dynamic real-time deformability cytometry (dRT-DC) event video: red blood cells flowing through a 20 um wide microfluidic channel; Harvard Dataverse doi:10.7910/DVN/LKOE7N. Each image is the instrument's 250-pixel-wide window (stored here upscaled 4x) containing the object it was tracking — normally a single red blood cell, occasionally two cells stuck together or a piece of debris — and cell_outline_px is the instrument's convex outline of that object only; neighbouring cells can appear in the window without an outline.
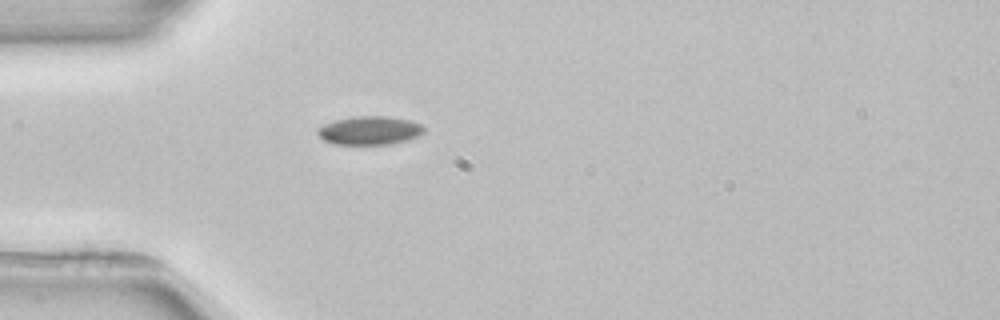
{"species": "common noctule bat (a hibernating species)", "species_latin": "Nyctalus noctula", "temperature_condition": "room temperature", "stored_images_in_passage": 1, "camera_frame_rate_fps": 3000, "um_per_image_px": 0.085, "animal": {"sex": "female", "body_mass_g": 22.7, "forearm_length_mm": 54.2}, "frame": {"image": 1, "passage_image": 1, "time_ms": 0.0, "image_size_px": [1000, 320], "cell_outline_px": [[424, 132], [420, 136], [408, 140], [392, 144], [336, 144], [324, 140], [316, 132], [324, 124], [336, 120], [356, 116], [388, 116], [408, 120], [420, 124], [424, 128]], "centroid_in_image_um": [31.46, 11.09], "position_along_channel_um": 53.5, "area_um2": 17.57}}